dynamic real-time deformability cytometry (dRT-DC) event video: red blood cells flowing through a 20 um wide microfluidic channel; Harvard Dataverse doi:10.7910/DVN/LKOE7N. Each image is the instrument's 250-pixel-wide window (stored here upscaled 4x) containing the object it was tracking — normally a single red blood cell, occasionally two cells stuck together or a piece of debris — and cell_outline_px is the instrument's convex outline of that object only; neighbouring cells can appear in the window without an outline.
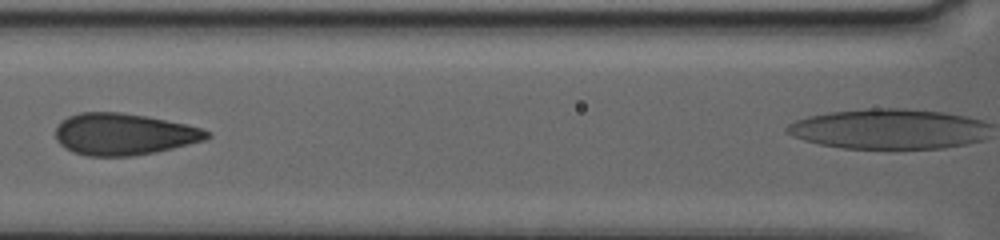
{"species": "human", "species_latin": "Homo sapiens", "temperature_condition": "warm", "stored_images_in_passage": 14, "camera_frame_rate_fps": 3000, "um_per_image_px": 0.085, "donor": {"sex": "female"}, "frame": {"image": 1, "passage_image": 5, "time_ms": 2.667, "image_size_px": [1000, 240], "cell_outline_px": [[212, 136], [204, 140], [156, 152], [132, 156], [88, 156], [76, 152], [60, 144], [56, 140], [56, 128], [60, 120], [68, 116], [80, 112], [120, 112], [144, 116], [184, 124], [200, 128], [208, 132]], "centroid_in_image_um": [10.48, 11.4], "position_along_channel_um": 156.1, "area_um2": 36.41}}
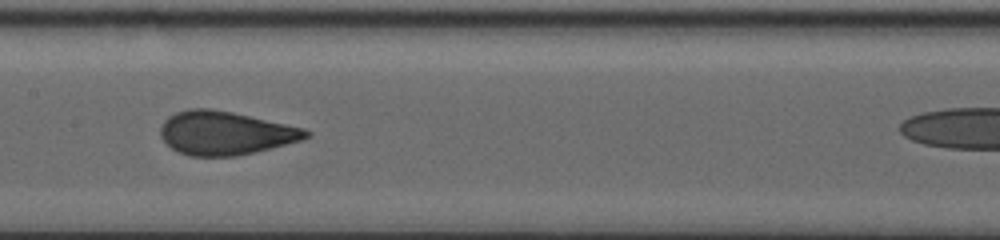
{"frame": {"image": 2, "passage_image": 7, "time_ms": 3.667, "image_size_px": [1000, 240], "cell_outline_px": [[312, 132], [308, 136], [300, 140], [236, 156], [188, 156], [172, 148], [160, 136], [160, 128], [164, 120], [168, 116], [176, 112], [188, 108], [212, 108], [232, 112], [304, 128]], "centroid_in_image_um": [19.1, 11.29], "position_along_channel_um": 188.3, "area_um2": 36.59}}